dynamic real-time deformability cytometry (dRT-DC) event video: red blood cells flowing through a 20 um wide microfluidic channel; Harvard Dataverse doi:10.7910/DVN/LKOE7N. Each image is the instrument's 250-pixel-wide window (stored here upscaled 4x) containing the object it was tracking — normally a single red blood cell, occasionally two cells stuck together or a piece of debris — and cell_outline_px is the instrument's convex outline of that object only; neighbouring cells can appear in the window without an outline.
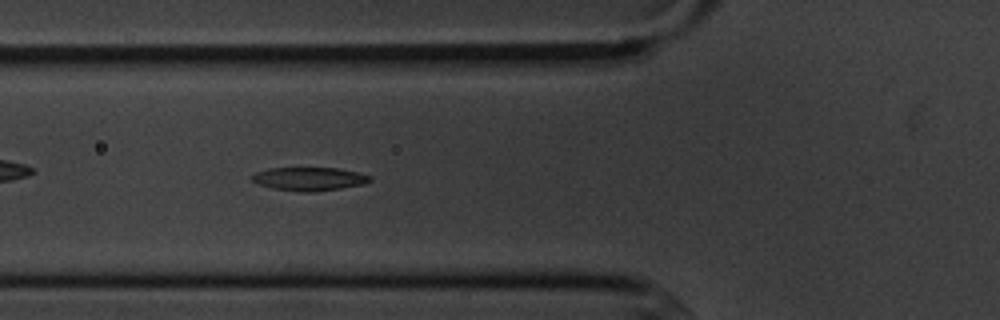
{"species": "common noctule bat (a hibernating species)", "species_latin": "Nyctalus noctula", "temperature_condition": "cold", "stored_images_in_passage": 6, "camera_frame_rate_fps": 3000, "um_per_image_px": 0.085, "animal": {"sex": "male", "body_mass_g": 20.1, "forearm_length_mm": 53.5}, "frame": {"image": 1, "passage_image": 6, "time_ms": 5.667, "image_size_px": [1000, 320], "cell_outline_px": [[372, 180], [364, 184], [316, 192], [300, 192], [272, 188], [260, 184], [252, 180], [252, 176], [256, 172], [268, 168], [336, 168], [356, 172], [372, 176]], "centroid_in_image_um": [26.3, 15.21], "position_along_channel_um": 99.5, "area_um2": 16.01}}